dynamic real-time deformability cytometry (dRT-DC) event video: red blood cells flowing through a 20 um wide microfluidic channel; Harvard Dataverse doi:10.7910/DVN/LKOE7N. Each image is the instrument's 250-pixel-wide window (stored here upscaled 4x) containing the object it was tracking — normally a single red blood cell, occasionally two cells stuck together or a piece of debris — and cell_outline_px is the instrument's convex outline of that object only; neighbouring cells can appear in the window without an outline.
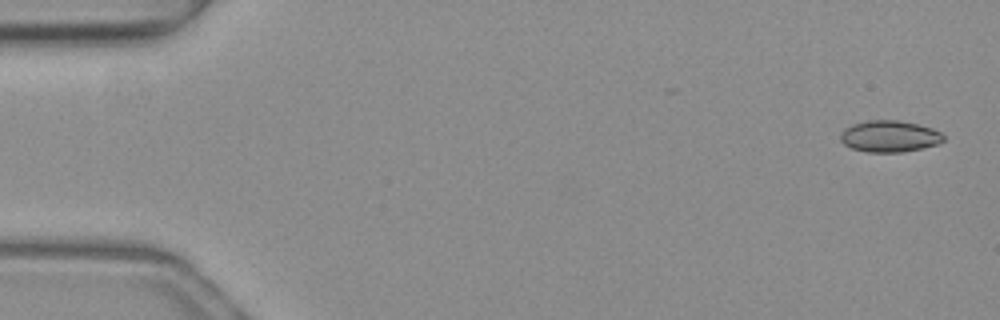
{"species": "common noctule bat (a hibernating species)", "species_latin": "Nyctalus noctula", "temperature_condition": "warm", "stored_images_in_passage": 41, "camera_frame_rate_fps": 3000, "um_per_image_px": 0.085, "animal": {"sex": "female", "body_mass_g": 19.3, "forearm_length_mm": 54.1}, "frame": {"image": 1, "passage_image": 2, "time_ms": 0.333, "image_size_px": [1000, 320], "cell_outline_px": [[944, 140], [936, 144], [920, 148], [900, 152], [868, 152], [852, 148], [844, 144], [840, 140], [840, 132], [844, 128], [852, 124], [868, 120], [900, 120], [932, 128], [940, 132], [944, 136]], "centroid_in_image_um": [75.56, 11.57], "position_along_channel_um": 9.4, "area_um2": 18.84}}
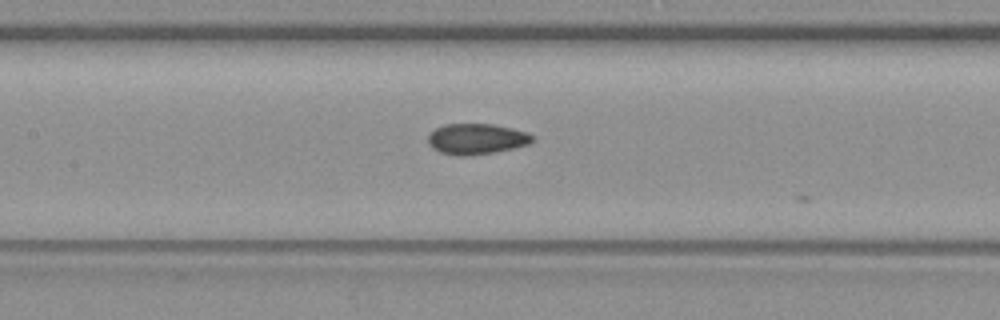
{"frame": {"image": 2, "passage_image": 24, "time_ms": 7.667, "image_size_px": [1000, 320], "cell_outline_px": [[536, 140], [528, 144], [496, 152], [472, 156], [456, 156], [440, 152], [432, 148], [428, 144], [428, 132], [444, 124], [492, 124], [512, 128], [528, 132], [536, 136]], "centroid_in_image_um": [40.51, 11.81], "position_along_channel_um": 166.9, "area_um2": 19.07}}
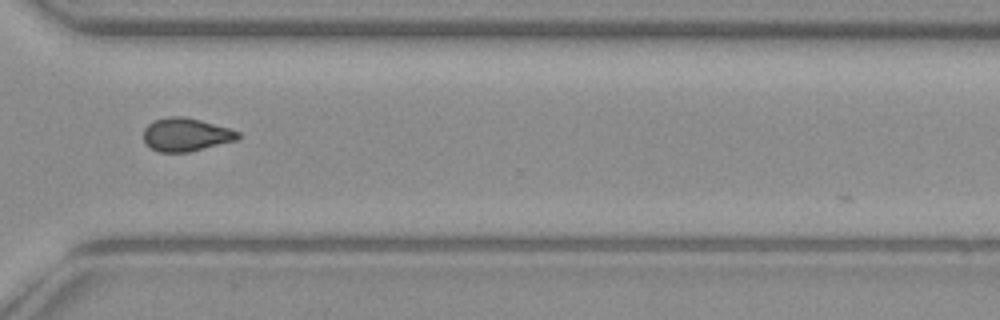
{"frame": {"image": 3, "passage_image": 38, "time_ms": 12.333, "image_size_px": [1000, 320], "cell_outline_px": [[240, 136], [236, 140], [188, 152], [160, 152], [152, 148], [144, 140], [144, 128], [148, 124], [156, 120], [168, 116], [184, 116], [200, 120], [228, 128], [240, 132]], "centroid_in_image_um": [15.8, 11.43], "position_along_channel_um": 354.8, "area_um2": 18.03}}